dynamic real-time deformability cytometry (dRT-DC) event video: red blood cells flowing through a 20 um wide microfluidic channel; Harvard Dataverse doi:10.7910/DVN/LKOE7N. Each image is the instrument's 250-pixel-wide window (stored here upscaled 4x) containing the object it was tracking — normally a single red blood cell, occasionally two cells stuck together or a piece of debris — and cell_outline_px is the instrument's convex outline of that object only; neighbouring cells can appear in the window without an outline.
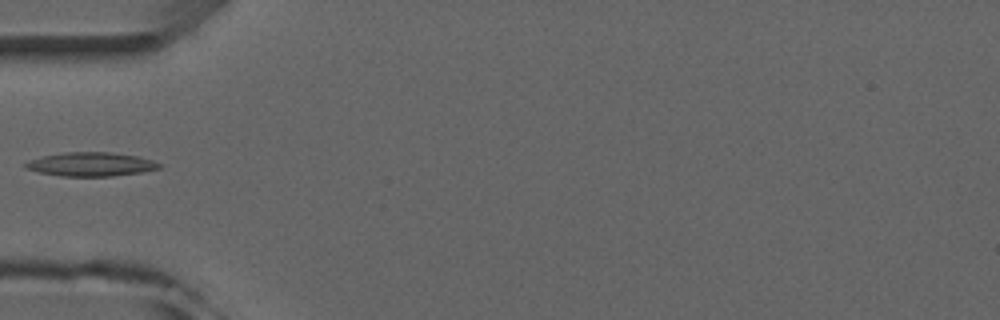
{"species": "common noctule bat (a hibernating species)", "species_latin": "Nyctalus noctula", "temperature_condition": "room temperature", "stored_images_in_passage": 5, "camera_frame_rate_fps": 3000, "um_per_image_px": 0.085, "animal": {"sex": "male", "forearm_length_mm": 52.5}, "frame": {"image": 1, "passage_image": 4, "time_ms": 3.333, "image_size_px": [1000, 320], "cell_outline_px": [[160, 168], [140, 172], [112, 176], [60, 176], [40, 172], [24, 168], [24, 164], [28, 160], [40, 156], [64, 152], [108, 152], [136, 156], [152, 160], [160, 164]], "centroid_in_image_um": [7.66, 13.96], "position_along_channel_um": 77.3, "area_um2": 18.5}}
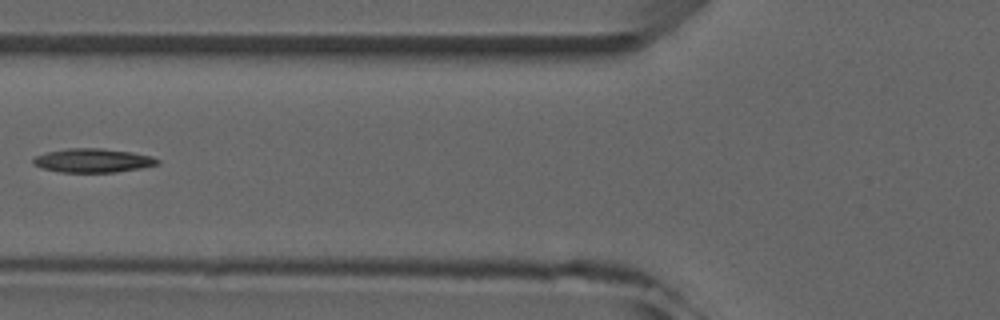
{"frame": {"image": 2, "passage_image": 5, "time_ms": 4.333, "image_size_px": [1000, 320], "cell_outline_px": [[160, 164], [140, 168], [116, 172], [60, 172], [44, 168], [32, 164], [32, 160], [36, 156], [48, 152], [68, 148], [100, 148], [128, 152], [152, 156], [160, 160]], "centroid_in_image_um": [7.9, 13.64], "position_along_channel_um": 117.9, "area_um2": 17.11}}